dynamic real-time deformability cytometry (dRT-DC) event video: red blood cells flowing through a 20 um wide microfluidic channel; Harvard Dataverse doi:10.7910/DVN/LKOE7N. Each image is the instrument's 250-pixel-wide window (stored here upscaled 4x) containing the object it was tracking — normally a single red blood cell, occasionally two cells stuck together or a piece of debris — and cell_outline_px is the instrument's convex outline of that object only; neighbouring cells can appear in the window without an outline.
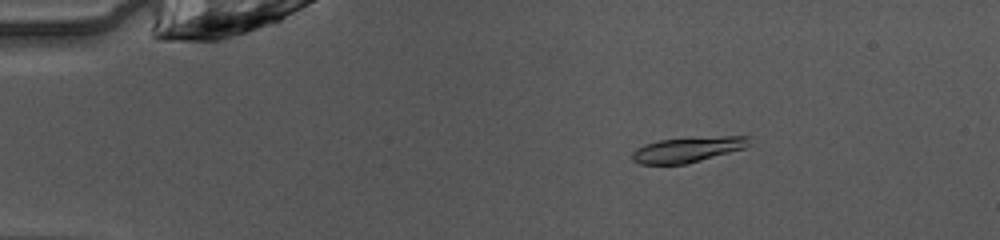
{"species": "common noctule bat (a hibernating species)", "species_latin": "Nyctalus noctula", "temperature_condition": "warm", "stored_images_in_passage": 11, "camera_frame_rate_fps": 3000, "um_per_image_px": 0.085, "animal": {"sex": "female", "body_mass_g": 10.0, "forearm_length_mm": 53.1}, "frame": {"image": 1, "passage_image": 8, "time_ms": 2.333, "image_size_px": [1000, 240], "cell_outline_px": [[748, 144], [744, 148], [700, 160], [684, 164], [640, 164], [632, 160], [632, 152], [636, 148], [644, 144], [660, 140], [720, 136], [748, 136]], "centroid_in_image_um": [58.39, 12.71], "position_along_channel_um": 26.6, "area_um2": 16.88}}